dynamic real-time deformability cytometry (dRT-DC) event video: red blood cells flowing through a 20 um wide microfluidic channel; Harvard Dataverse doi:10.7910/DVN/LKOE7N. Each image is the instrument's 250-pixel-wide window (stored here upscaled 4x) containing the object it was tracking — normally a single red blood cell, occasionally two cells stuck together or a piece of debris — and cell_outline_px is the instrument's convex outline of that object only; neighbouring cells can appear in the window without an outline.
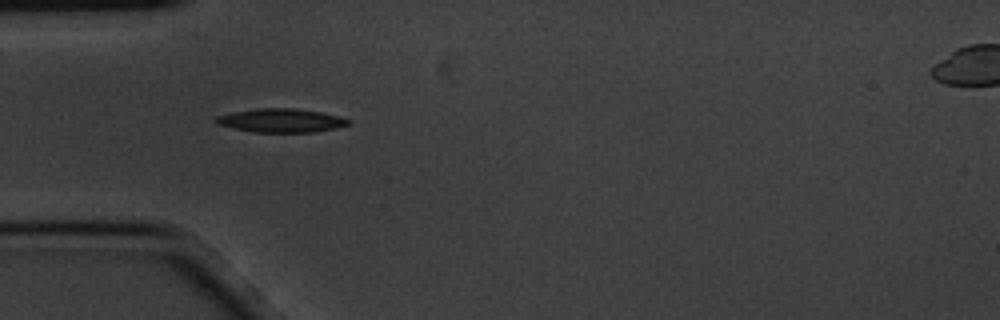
{"species": "common noctule bat (a hibernating species)", "species_latin": "Nyctalus noctula", "temperature_condition": "cold", "stored_images_in_passage": 4, "camera_frame_rate_fps": 3000, "um_per_image_px": 0.085, "animal": {"sex": "male", "body_mass_g": 20.1, "forearm_length_mm": 53.5}, "frame": {"image": 1, "passage_image": 2, "time_ms": 0.333, "image_size_px": [1000, 320], "cell_outline_px": [[352, 124], [316, 132], [252, 132], [216, 124], [212, 120], [216, 116], [232, 112], [256, 108], [292, 108], [320, 112], [340, 116], [352, 120]], "centroid_in_image_um": [23.88, 10.24], "position_along_channel_um": 61.1, "area_um2": 18.44}}
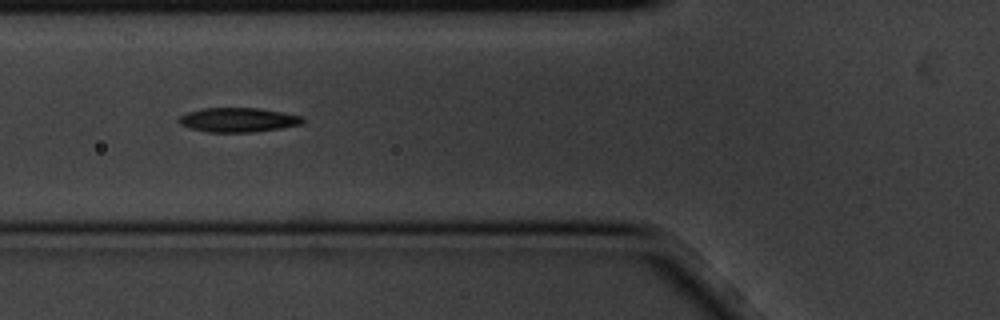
{"frame": {"image": 2, "passage_image": 3, "time_ms": 0.667, "image_size_px": [1000, 320], "cell_outline_px": [[304, 120], [300, 124], [280, 128], [252, 132], [208, 132], [192, 128], [180, 124], [176, 120], [180, 116], [188, 112], [204, 108], [260, 108], [304, 116]], "centroid_in_image_um": [20.24, 10.18], "position_along_channel_um": 105.6, "area_um2": 17.46}}
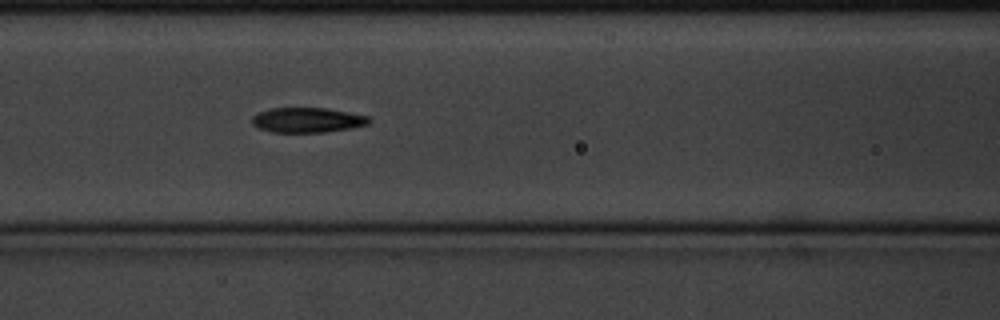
{"frame": {"image": 3, "passage_image": 4, "time_ms": 1.0, "image_size_px": [1000, 320], "cell_outline_px": [[372, 120], [368, 124], [348, 128], [324, 132], [272, 132], [256, 128], [252, 124], [252, 116], [260, 112], [272, 108], [328, 108], [368, 116]], "centroid_in_image_um": [26.1, 10.2], "position_along_channel_um": 140.5, "area_um2": 16.94}}